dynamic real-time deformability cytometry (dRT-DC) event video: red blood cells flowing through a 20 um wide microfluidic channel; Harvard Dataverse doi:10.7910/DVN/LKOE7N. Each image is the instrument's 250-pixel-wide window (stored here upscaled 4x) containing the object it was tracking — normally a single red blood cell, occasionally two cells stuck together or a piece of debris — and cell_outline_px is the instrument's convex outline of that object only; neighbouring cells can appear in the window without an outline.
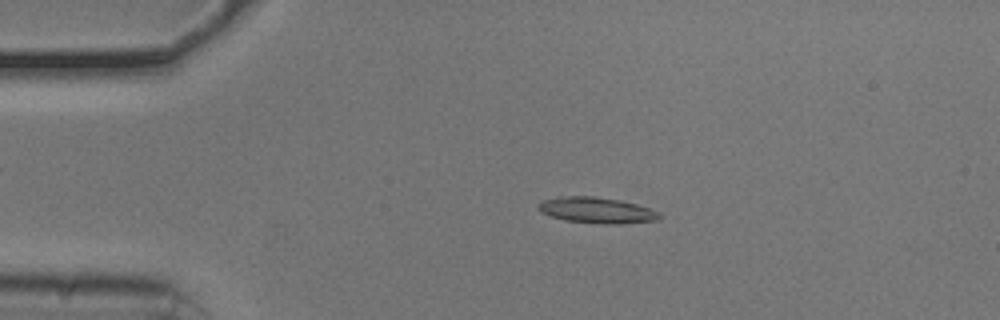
{"species": "common noctule bat (a hibernating species)", "species_latin": "Nyctalus noctula", "temperature_condition": "cold", "stored_images_in_passage": 42, "camera_frame_rate_fps": 3000, "um_per_image_px": 0.085, "animal": {"sex": "male", "body_mass_g": 20.5, "forearm_length_mm": 52.5}, "frame": {"image": 1, "passage_image": 10, "time_ms": 3.0, "image_size_px": [1000, 320], "cell_outline_px": [[660, 216], [656, 220], [616, 224], [604, 224], [564, 220], [540, 212], [536, 208], [536, 204], [544, 200], [556, 196], [596, 196], [620, 200], [636, 204], [648, 208], [656, 212]], "centroid_in_image_um": [50.62, 17.86], "position_along_channel_um": 34.4, "area_um2": 18.21}}
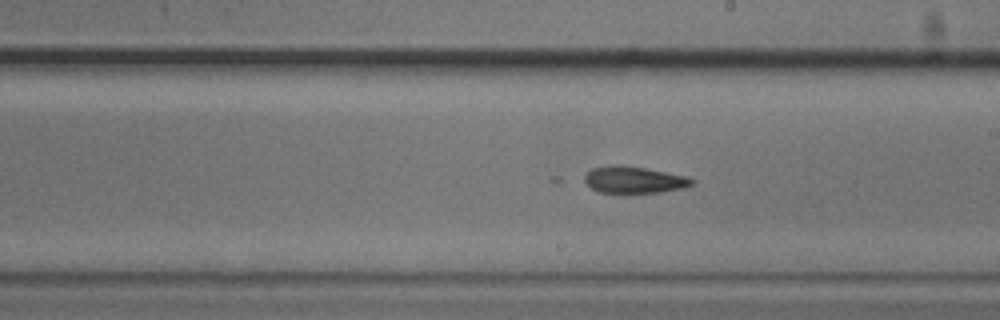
{"frame": {"image": 2, "passage_image": 29, "time_ms": 9.333, "image_size_px": [1000, 320], "cell_outline_px": [[696, 180], [692, 184], [684, 188], [660, 192], [596, 192], [584, 180], [584, 176], [592, 168], [608, 164], [620, 164], [644, 168], [688, 176]], "centroid_in_image_um": [53.89, 15.26], "position_along_channel_um": 235.1, "area_um2": 16.76}}
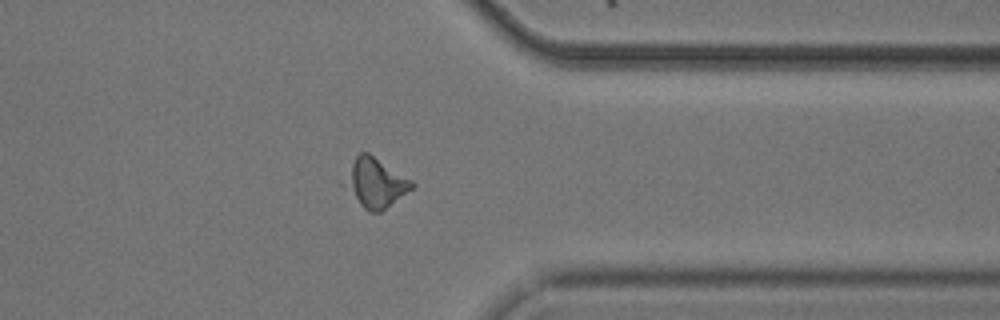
{"frame": {"image": 3, "passage_image": 41, "time_ms": 13.333, "image_size_px": [1000, 320], "cell_outline_px": [[416, 184], [412, 188], [380, 212], [368, 212], [336, 180], [356, 156], [360, 152], [368, 152], [412, 180]], "centroid_in_image_um": [31.78, 15.51], "position_along_channel_um": 379.6, "area_um2": 19.77}}